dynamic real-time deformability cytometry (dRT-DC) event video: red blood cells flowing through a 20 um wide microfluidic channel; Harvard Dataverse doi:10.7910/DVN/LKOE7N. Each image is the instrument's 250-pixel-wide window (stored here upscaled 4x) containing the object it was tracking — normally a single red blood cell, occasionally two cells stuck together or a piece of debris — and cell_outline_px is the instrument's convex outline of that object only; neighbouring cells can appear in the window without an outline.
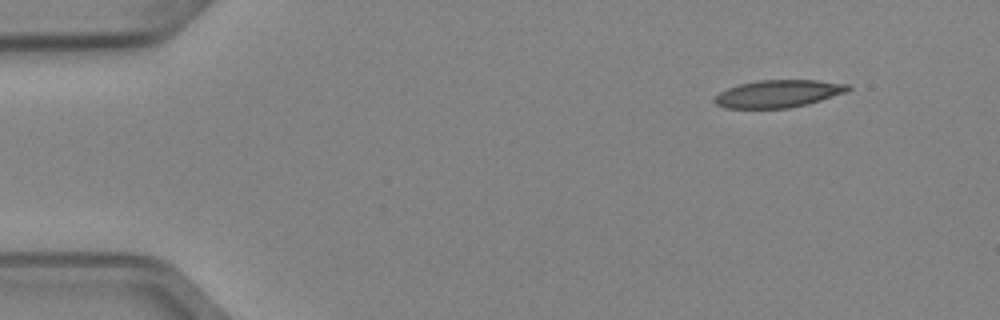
{"species": "Egyptian fruit bat (a non-hibernating species)", "species_latin": "Rousettus aegyptiacus", "temperature_condition": "cold", "stored_images_in_passage": 47, "camera_frame_rate_fps": 3000, "um_per_image_px": 0.085, "animal": {"sex": "female"}, "frame": {"image": 1, "passage_image": 1, "time_ms": 0.0, "image_size_px": [1000, 320], "cell_outline_px": [[852, 88], [848, 92], [808, 104], [788, 108], [724, 108], [716, 104], [712, 100], [720, 92], [728, 88], [740, 84], [756, 80], [816, 80], [848, 84]], "centroid_in_image_um": [66.17, 7.96], "position_along_channel_um": 18.8, "area_um2": 21.44}}
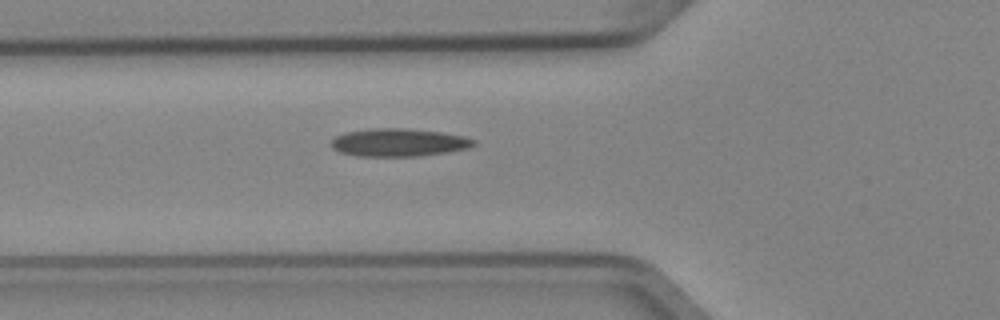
{"frame": {"image": 2, "passage_image": 14, "time_ms": 4.333, "image_size_px": [1000, 320], "cell_outline_px": [[476, 144], [468, 148], [420, 156], [360, 156], [340, 152], [332, 148], [332, 140], [336, 136], [344, 132], [368, 128], [404, 128], [440, 132], [464, 136], [476, 140]], "centroid_in_image_um": [33.88, 12.1], "position_along_channel_um": 91.9, "area_um2": 23.12}}
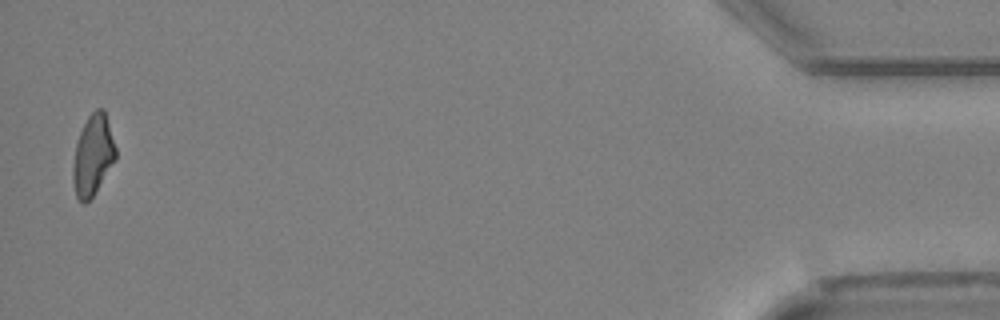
{"frame": {"image": 3, "passage_image": 46, "time_ms": 15.0, "image_size_px": [1000, 320], "cell_outline_px": [[116, 160], [92, 196], [84, 204], [76, 196], [72, 180], [72, 168], [76, 144], [80, 132], [88, 116], [96, 108], [104, 108], [116, 148]], "centroid_in_image_um": [7.9, 13.18], "position_along_channel_um": 427.3, "area_um2": 19.94}, "authors_computed_cell_mechanics": {"area_um2": 21.6172, "velocity_mm_per_s": 3.9687, "shape_relaxation_time_tau1_ms": null, "shape_relaxation_time_tau2_ms": 6.5873, "deformation_change_tau1": null, "deformation_change_tau2": 0.1684}}